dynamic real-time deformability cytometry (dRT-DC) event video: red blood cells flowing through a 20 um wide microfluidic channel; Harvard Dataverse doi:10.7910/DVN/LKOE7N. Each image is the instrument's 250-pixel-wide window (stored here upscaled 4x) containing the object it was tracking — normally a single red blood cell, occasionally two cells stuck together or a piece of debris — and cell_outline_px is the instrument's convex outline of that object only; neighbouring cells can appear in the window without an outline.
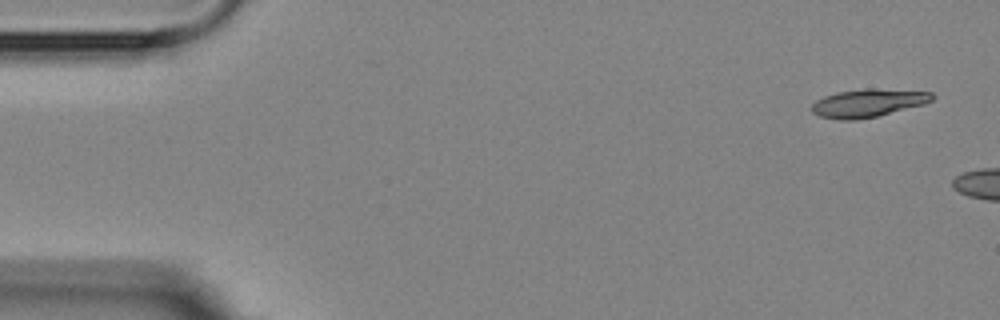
{"species": "Egyptian fruit bat (a non-hibernating species)", "species_latin": "Rousettus aegyptiacus", "temperature_condition": "room temperature", "stored_images_in_passage": 3, "camera_frame_rate_fps": 3000, "um_per_image_px": 0.085, "animal": {"sex": "female"}, "frame": {"image": 1, "passage_image": 1, "time_ms": 0.0, "image_size_px": [1000, 320], "cell_outline_px": [[936, 96], [932, 100], [924, 104], [876, 116], [856, 120], [840, 120], [820, 116], [812, 112], [812, 104], [816, 100], [824, 96], [836, 92], [864, 88], [872, 88], [932, 92]], "centroid_in_image_um": [73.78, 8.75], "position_along_channel_um": 11.2, "area_um2": 19.65}}